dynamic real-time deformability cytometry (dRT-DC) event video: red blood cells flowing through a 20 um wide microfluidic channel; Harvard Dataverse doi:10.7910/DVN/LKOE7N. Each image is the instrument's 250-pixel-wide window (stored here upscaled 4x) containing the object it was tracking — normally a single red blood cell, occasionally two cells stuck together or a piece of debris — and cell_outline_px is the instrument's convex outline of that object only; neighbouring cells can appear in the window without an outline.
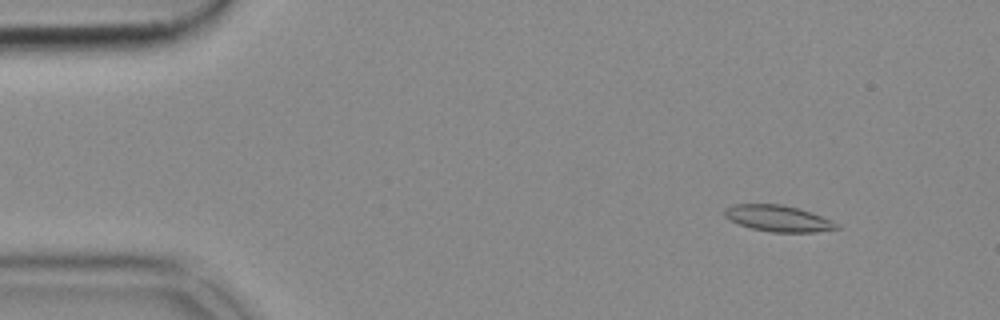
{"species": "common noctule bat (a hibernating species)", "species_latin": "Nyctalus noctula", "temperature_condition": "cold", "stored_images_in_passage": 53, "camera_frame_rate_fps": 3000, "um_per_image_px": 0.085, "animal": {"sex": "female", "body_mass_g": 18.4}, "frame": {"image": 1, "passage_image": 6, "time_ms": 1.667, "image_size_px": [1000, 320], "cell_outline_px": [[840, 228], [816, 232], [772, 232], [752, 228], [728, 220], [724, 216], [724, 208], [732, 204], [780, 204], [796, 208], [820, 216], [840, 224]], "centroid_in_image_um": [66.1, 18.57], "position_along_channel_um": 18.9, "area_um2": 16.99}}
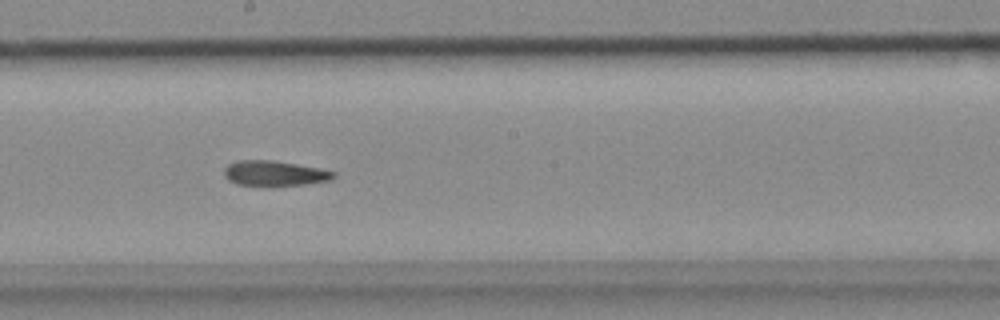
{"frame": {"image": 2, "passage_image": 29, "time_ms": 9.333, "image_size_px": [1000, 320], "cell_outline_px": [[336, 176], [332, 180], [304, 184], [272, 188], [264, 188], [236, 184], [228, 180], [224, 176], [224, 168], [228, 164], [236, 160], [272, 160], [320, 168], [336, 172]], "centroid_in_image_um": [23.31, 14.77], "position_along_channel_um": 224.9, "area_um2": 16.82}}
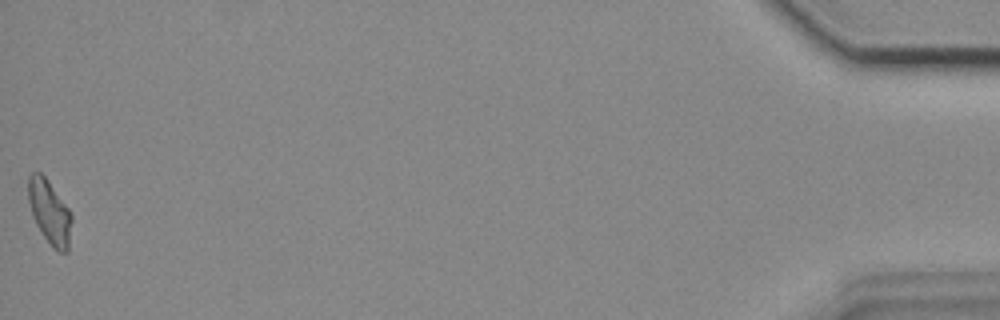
{"frame": {"image": 3, "passage_image": 53, "time_ms": 17.333, "image_size_px": [1000, 320], "cell_outline_px": [[72, 220], [68, 252], [60, 252], [52, 248], [36, 224], [32, 216], [28, 200], [28, 176], [32, 172], [40, 172], [48, 180], [72, 212]], "centroid_in_image_um": [4.22, 18.02], "position_along_channel_um": 431.0, "area_um2": 16.36}}